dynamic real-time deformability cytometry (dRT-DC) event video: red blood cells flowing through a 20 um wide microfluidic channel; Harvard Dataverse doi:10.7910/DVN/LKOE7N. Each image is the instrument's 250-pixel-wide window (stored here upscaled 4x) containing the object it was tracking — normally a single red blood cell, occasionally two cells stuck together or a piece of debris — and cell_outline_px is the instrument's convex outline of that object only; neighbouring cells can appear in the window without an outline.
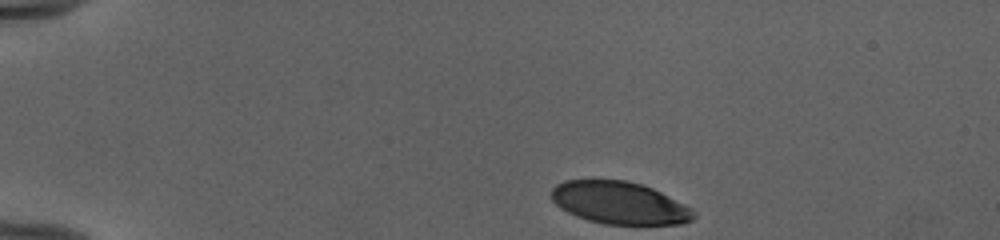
{"species": "human", "species_latin": "Homo sapiens", "temperature_condition": "cold", "stored_images_in_passage": 7, "camera_frame_rate_fps": 3000, "um_per_image_px": 0.085, "donor": {"sex": "female"}, "frame": {"image": 1, "passage_image": 1, "time_ms": 0.0, "image_size_px": [1000, 240], "cell_outline_px": [[696, 216], [692, 220], [684, 224], [604, 224], [588, 220], [576, 216], [560, 208], [552, 200], [552, 188], [556, 184], [564, 180], [624, 180], [640, 184], [652, 188], [692, 208], [696, 212]], "centroid_in_image_um": [52.66, 17.25], "position_along_channel_um": 32.3, "area_um2": 35.08}}